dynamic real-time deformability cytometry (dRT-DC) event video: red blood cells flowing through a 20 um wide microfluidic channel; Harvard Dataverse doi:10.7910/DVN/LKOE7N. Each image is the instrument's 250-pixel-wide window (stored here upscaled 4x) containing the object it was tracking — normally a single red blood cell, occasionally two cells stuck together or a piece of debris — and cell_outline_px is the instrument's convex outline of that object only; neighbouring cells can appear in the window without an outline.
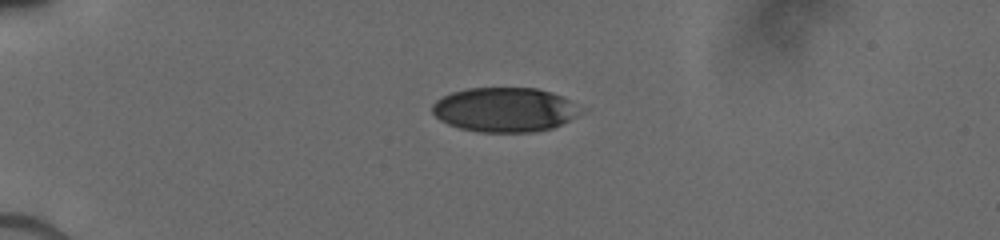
{"species": "human", "species_latin": "Homo sapiens", "temperature_condition": "cold", "stored_images_in_passage": 15, "camera_frame_rate_fps": 3000, "um_per_image_px": 0.085, "donor": {"sex": "male"}, "frame": {"image": 1, "passage_image": 1, "time_ms": 0.0, "image_size_px": [1000, 240], "cell_outline_px": [[576, 116], [552, 128], [532, 132], [480, 132], [460, 128], [448, 124], [440, 120], [432, 112], [432, 104], [436, 100], [452, 92], [468, 88], [536, 88], [552, 92], [568, 100]], "centroid_in_image_um": [42.77, 9.32], "position_along_channel_um": 42.2, "area_um2": 37.57}}
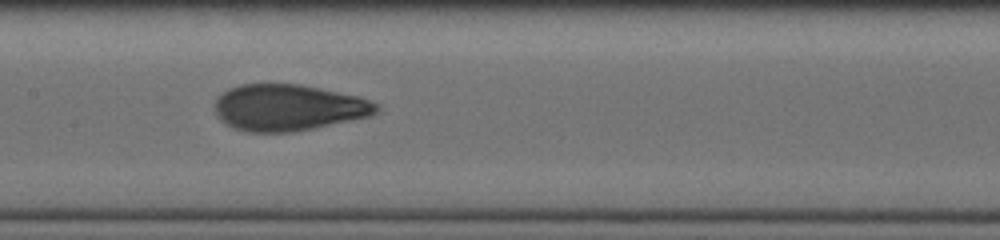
{"frame": {"image": 2, "passage_image": 7, "time_ms": 4.667, "image_size_px": [1000, 240], "cell_outline_px": [[380, 108], [372, 116], [292, 132], [248, 132], [232, 128], [224, 124], [216, 116], [212, 104], [216, 96], [220, 92], [228, 88], [240, 84], [300, 84], [356, 96], [368, 100], [376, 104]], "centroid_in_image_um": [24.4, 9.14], "position_along_channel_um": 183.0, "area_um2": 43.99}}
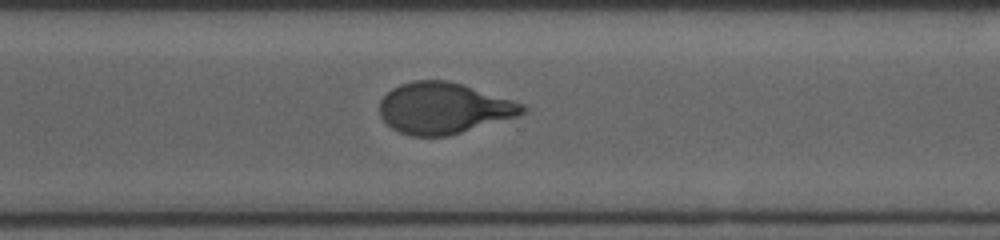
{"frame": {"image": 3, "passage_image": 15, "time_ms": 8.333, "image_size_px": [1000, 240], "cell_outline_px": [[528, 108], [524, 112], [516, 116], [448, 136], [412, 136], [400, 132], [392, 128], [380, 116], [380, 100], [392, 88], [400, 84], [412, 80], [448, 80], [464, 84], [524, 104]], "centroid_in_image_um": [37.69, 9.18], "position_along_channel_um": 332.9, "area_um2": 42.43}}